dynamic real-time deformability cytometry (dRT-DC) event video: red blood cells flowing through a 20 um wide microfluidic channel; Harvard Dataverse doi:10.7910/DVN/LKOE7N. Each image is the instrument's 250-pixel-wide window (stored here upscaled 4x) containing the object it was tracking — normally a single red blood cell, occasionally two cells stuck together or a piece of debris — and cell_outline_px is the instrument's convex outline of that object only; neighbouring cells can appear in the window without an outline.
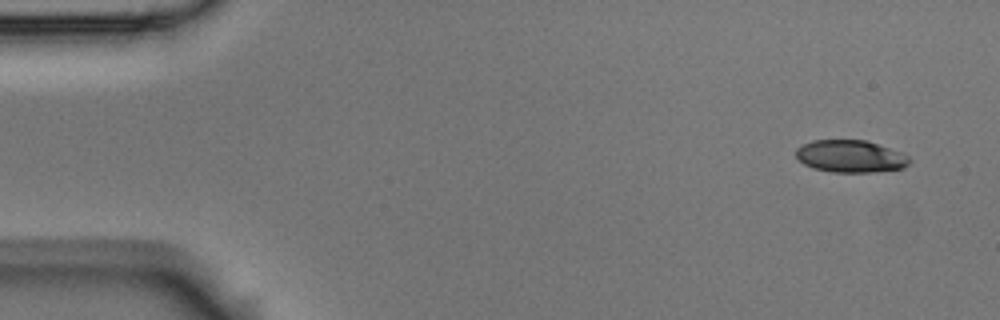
{"species": "Egyptian fruit bat (a non-hibernating species)", "species_latin": "Rousettus aegyptiacus", "temperature_condition": "room temperature", "stored_images_in_passage": 7, "camera_frame_rate_fps": 3000, "um_per_image_px": 0.085, "animal": {"sex": "male"}, "frame": {"image": 1, "passage_image": 1, "time_ms": 0.0, "image_size_px": [1000, 320], "cell_outline_px": [[912, 160], [904, 168], [872, 172], [832, 172], [812, 168], [804, 164], [796, 156], [796, 148], [812, 140], [864, 140], [900, 152], [908, 156]], "centroid_in_image_um": [72.28, 13.29], "position_along_channel_um": 12.7, "area_um2": 21.21}}
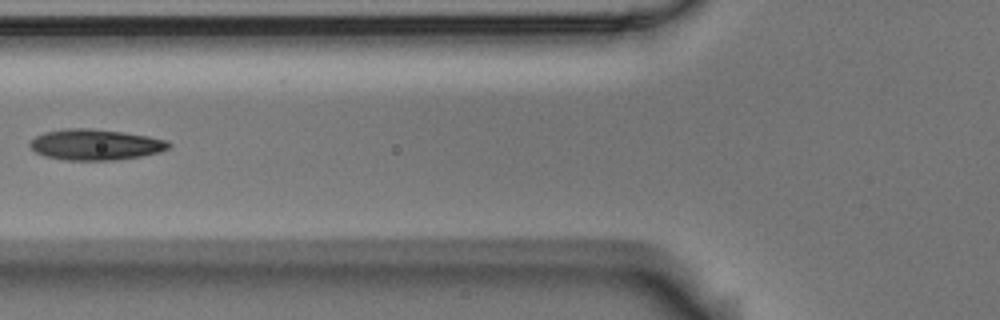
{"frame": {"image": 2, "passage_image": 6, "time_ms": 1.667, "image_size_px": [1000, 320], "cell_outline_px": [[172, 144], [168, 148], [160, 152], [140, 156], [116, 160], [64, 160], [44, 156], [36, 152], [28, 144], [36, 136], [44, 132], [64, 128], [88, 128], [120, 132], [148, 136], [168, 140]], "centroid_in_image_um": [8.1, 12.29], "position_along_channel_um": 117.7, "area_um2": 24.91}}
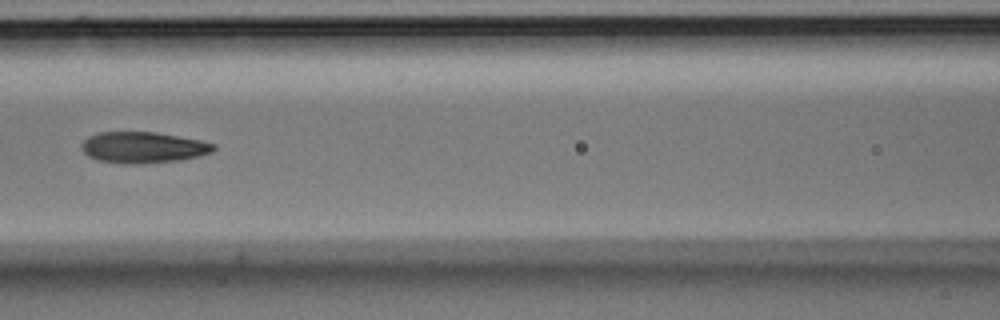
{"frame": {"image": 3, "passage_image": 7, "time_ms": 2.0, "image_size_px": [1000, 320], "cell_outline_px": [[216, 148], [212, 152], [200, 156], [180, 160], [136, 164], [128, 164], [100, 160], [88, 156], [80, 148], [80, 144], [88, 136], [100, 132], [156, 132], [200, 140], [216, 144]], "centroid_in_image_um": [12.17, 12.53], "position_along_channel_um": 154.4, "area_um2": 23.99}}